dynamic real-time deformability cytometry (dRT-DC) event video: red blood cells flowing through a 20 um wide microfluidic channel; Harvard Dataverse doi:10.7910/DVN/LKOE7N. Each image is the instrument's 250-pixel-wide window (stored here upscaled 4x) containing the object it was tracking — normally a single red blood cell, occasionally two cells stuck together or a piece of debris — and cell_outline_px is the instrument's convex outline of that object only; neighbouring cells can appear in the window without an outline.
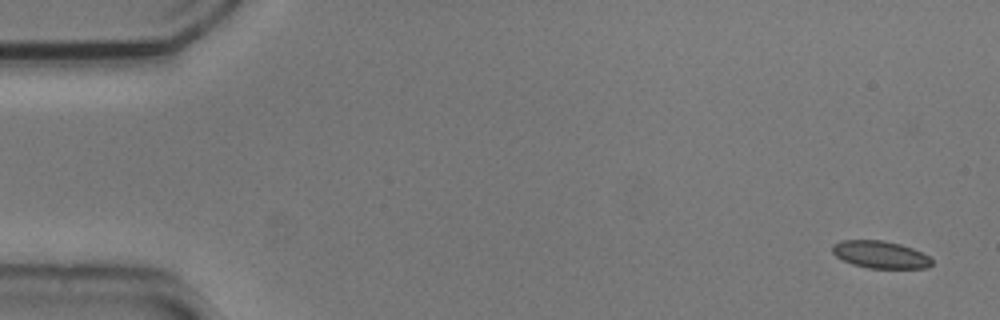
{"species": "common noctule bat (a hibernating species)", "species_latin": "Nyctalus noctula", "temperature_condition": "cold", "stored_images_in_passage": 53, "camera_frame_rate_fps": 3000, "um_per_image_px": 0.085, "animal": {"sex": "male", "body_mass_g": 20.5, "forearm_length_mm": 52.5}, "frame": {"image": 1, "passage_image": 1, "time_ms": 0.0, "image_size_px": [1000, 320], "cell_outline_px": [[932, 264], [928, 268], [868, 268], [852, 264], [836, 256], [832, 252], [832, 244], [840, 240], [880, 240], [900, 244], [912, 248], [928, 256], [932, 260]], "centroid_in_image_um": [74.8, 21.64], "position_along_channel_um": 10.2, "area_um2": 15.78}}
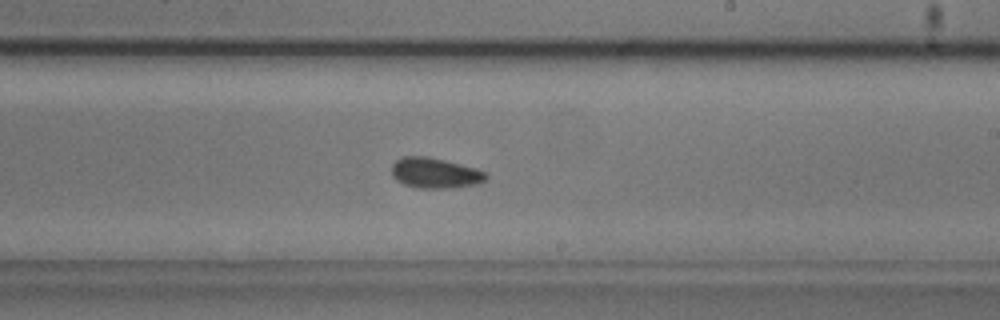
{"frame": {"image": 2, "passage_image": 31, "time_ms": 10.0, "image_size_px": [1000, 320], "cell_outline_px": [[488, 176], [484, 180], [476, 184], [456, 188], [416, 188], [404, 184], [396, 180], [392, 176], [392, 164], [396, 160], [404, 156], [428, 156], [476, 168], [484, 172]], "centroid_in_image_um": [36.95, 14.71], "position_along_channel_um": 252.0, "area_um2": 16.76}}
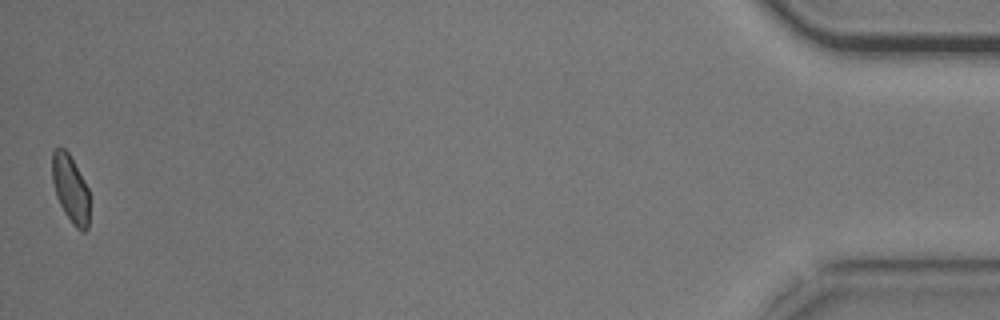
{"frame": {"image": 3, "passage_image": 53, "time_ms": 17.333, "image_size_px": [1000, 320], "cell_outline_px": [[88, 228], [84, 232], [80, 232], [72, 224], [64, 212], [56, 196], [52, 180], [52, 152], [56, 148], [64, 148], [68, 152], [84, 180], [88, 188]], "centroid_in_image_um": [5.98, 16.06], "position_along_channel_um": 429.2, "area_um2": 14.62}, "authors_computed_cell_mechanics": {"area_um2": 16.0684, "velocity_mm_per_s": 3.6996, "shape_relaxation_time_tau1_ms": 5.0701, "shape_relaxation_time_tau2_ms": 2.7832, "deformation_change_tau1": 0.0701, "deformation_change_tau2": 0.0682}}